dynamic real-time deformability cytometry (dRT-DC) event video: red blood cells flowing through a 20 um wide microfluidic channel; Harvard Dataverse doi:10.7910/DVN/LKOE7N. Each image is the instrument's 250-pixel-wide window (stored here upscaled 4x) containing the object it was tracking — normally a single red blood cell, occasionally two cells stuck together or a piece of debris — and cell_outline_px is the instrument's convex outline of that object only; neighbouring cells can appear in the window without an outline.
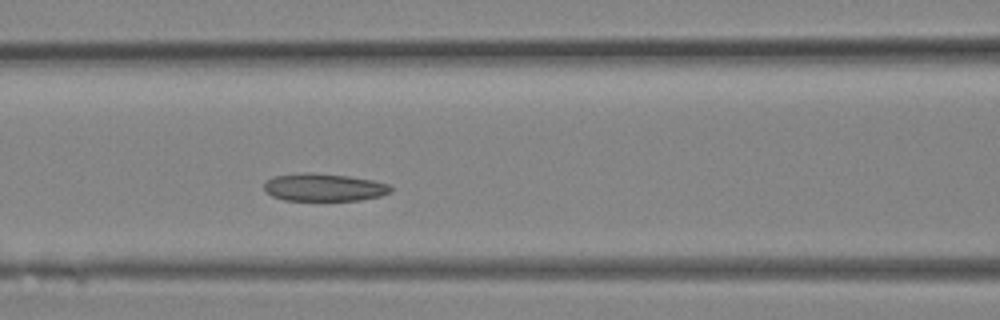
{"species": "Egyptian fruit bat (a non-hibernating species)", "species_latin": "Rousettus aegyptiacus", "temperature_condition": "room temperature", "stored_images_in_passage": 8, "camera_frame_rate_fps": 3000, "um_per_image_px": 0.085, "animal": {"sex": "female"}, "frame": {"image": 1, "passage_image": 8, "time_ms": 2.333, "image_size_px": [1000, 320], "cell_outline_px": [[392, 192], [380, 196], [360, 200], [284, 200], [272, 196], [264, 192], [264, 184], [272, 176], [300, 172], [308, 172], [348, 176], [372, 180], [388, 184], [392, 188]], "centroid_in_image_um": [27.5, 15.92], "position_along_channel_um": 139.1, "area_um2": 20.52}}